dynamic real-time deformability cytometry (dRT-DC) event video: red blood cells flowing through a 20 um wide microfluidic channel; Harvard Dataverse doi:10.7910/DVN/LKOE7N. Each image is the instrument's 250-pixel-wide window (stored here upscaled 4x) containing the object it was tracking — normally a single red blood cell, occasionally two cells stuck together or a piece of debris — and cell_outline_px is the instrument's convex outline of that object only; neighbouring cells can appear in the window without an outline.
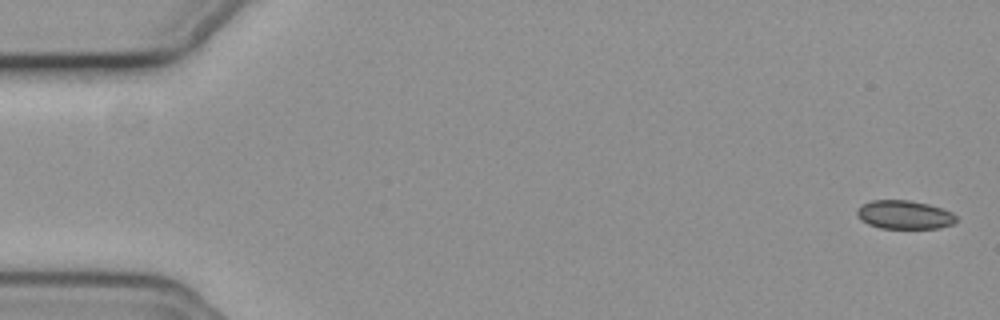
{"species": "common noctule bat (a hibernating species)", "species_latin": "Nyctalus noctula", "temperature_condition": "cold", "stored_images_in_passage": 56, "camera_frame_rate_fps": 3000, "um_per_image_px": 0.085, "animal": {"sex": "female", "body_mass_g": 19.3, "forearm_length_mm": 54.1}, "frame": {"image": 1, "passage_image": 1, "time_ms": 0.0, "image_size_px": [1000, 320], "cell_outline_px": [[956, 220], [952, 224], [940, 228], [880, 228], [868, 224], [860, 220], [856, 216], [856, 212], [864, 204], [872, 200], [908, 200], [928, 204], [952, 212], [956, 216]], "centroid_in_image_um": [76.86, 18.26], "position_along_channel_um": 8.1, "area_um2": 16.42}}
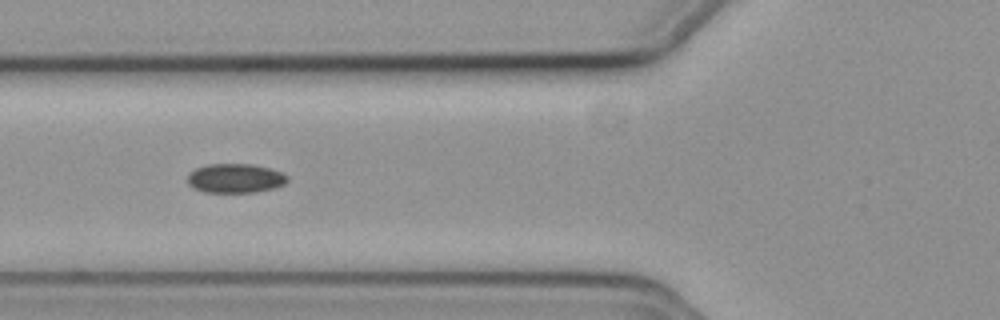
{"frame": {"image": 2, "passage_image": 21, "time_ms": 6.667, "image_size_px": [1000, 320], "cell_outline_px": [[288, 180], [284, 184], [272, 188], [256, 192], [204, 192], [188, 184], [188, 172], [196, 168], [208, 164], [252, 164], [272, 168], [288, 176]], "centroid_in_image_um": [20.0, 15.14], "position_along_channel_um": 105.8, "area_um2": 16.99}}
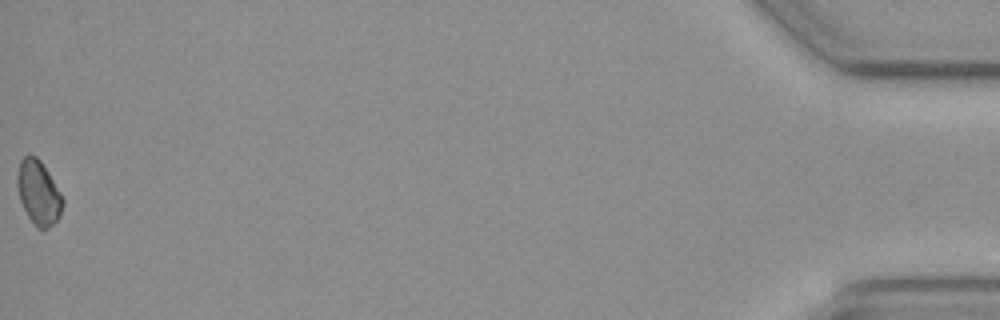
{"frame": {"image": 3, "passage_image": 56, "time_ms": 18.333, "image_size_px": [1000, 320], "cell_outline_px": [[64, 204], [60, 216], [48, 228], [36, 228], [28, 216], [20, 200], [16, 184], [16, 176], [20, 160], [24, 156], [36, 156], [40, 160], [48, 172], [60, 192], [64, 200]], "centroid_in_image_um": [3.26, 16.38], "position_along_channel_um": 431.9, "area_um2": 16.94}}